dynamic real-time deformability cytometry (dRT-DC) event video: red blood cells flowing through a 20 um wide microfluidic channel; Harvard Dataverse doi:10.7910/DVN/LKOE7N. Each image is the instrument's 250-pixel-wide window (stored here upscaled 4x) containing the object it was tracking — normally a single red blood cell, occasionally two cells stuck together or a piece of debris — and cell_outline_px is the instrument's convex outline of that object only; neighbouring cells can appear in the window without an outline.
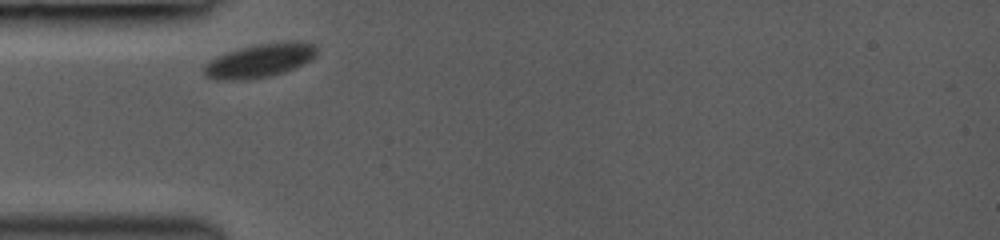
{"species": "common noctule bat (a hibernating species)", "species_latin": "Nyctalus noctula", "temperature_condition": "room temperature", "stored_images_in_passage": 3, "camera_frame_rate_fps": 3000, "um_per_image_px": 0.085, "animal": {"sex": "female", "body_mass_g": 19.0, "forearm_length_mm": 53.3}, "frame": {"image": 1, "passage_image": 1, "time_ms": 0.0, "image_size_px": [1000, 240], "cell_outline_px": [[316, 56], [312, 60], [284, 72], [268, 76], [248, 80], [216, 80], [208, 76], [204, 72], [204, 64], [216, 56], [240, 48], [256, 44], [316, 44]], "centroid_in_image_um": [22.0, 5.2], "position_along_channel_um": 63.0, "area_um2": 21.39}}